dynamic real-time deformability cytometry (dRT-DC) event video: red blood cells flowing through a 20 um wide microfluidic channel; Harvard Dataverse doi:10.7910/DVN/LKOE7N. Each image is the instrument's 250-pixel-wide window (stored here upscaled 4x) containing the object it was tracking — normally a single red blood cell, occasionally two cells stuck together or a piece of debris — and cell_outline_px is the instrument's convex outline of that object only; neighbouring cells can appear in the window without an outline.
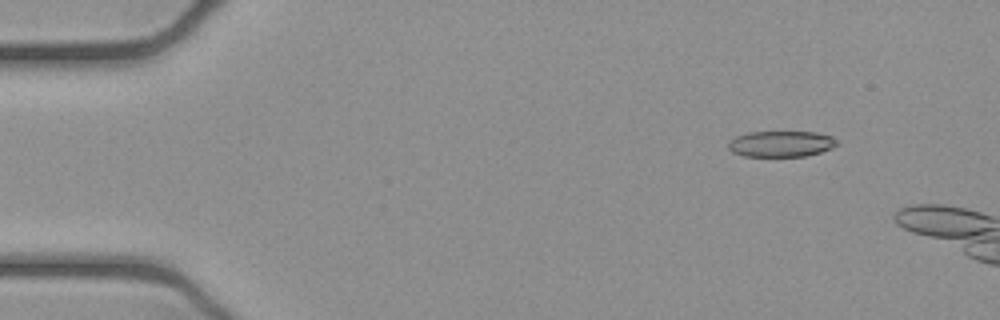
{"species": "common noctule bat (a hibernating species)", "species_latin": "Nyctalus noctula", "temperature_condition": "cold", "stored_images_in_passage": 17, "camera_frame_rate_fps": 3000, "um_per_image_px": 0.085, "animal": {"sex": "female", "body_mass_g": 21.9}, "frame": {"image": 1, "passage_image": 6, "time_ms": 1.667, "image_size_px": [1000, 320], "cell_outline_px": [[836, 144], [832, 148], [820, 152], [804, 156], [744, 156], [732, 152], [728, 148], [728, 144], [736, 136], [748, 132], [816, 132], [832, 136], [836, 140]], "centroid_in_image_um": [66.38, 12.22], "position_along_channel_um": 18.6, "area_um2": 16.3}}